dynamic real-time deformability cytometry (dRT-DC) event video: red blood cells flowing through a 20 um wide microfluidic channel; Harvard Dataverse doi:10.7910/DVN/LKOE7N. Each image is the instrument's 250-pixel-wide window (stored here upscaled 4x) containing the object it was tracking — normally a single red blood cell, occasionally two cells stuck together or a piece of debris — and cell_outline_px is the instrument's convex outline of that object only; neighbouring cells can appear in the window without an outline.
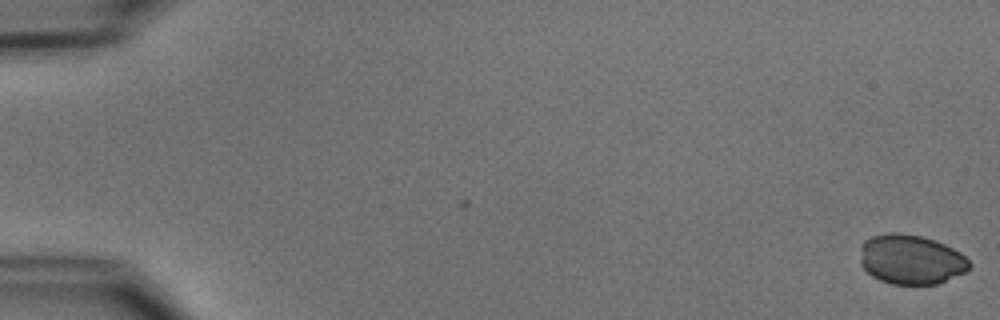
{"species": "common noctule bat (a hibernating species)", "species_latin": "Nyctalus noctula", "temperature_condition": "cold", "stored_images_in_passage": 55, "camera_frame_rate_fps": 3000, "um_per_image_px": 0.085, "animal": {"sex": "male", "body_mass_g": 15.6}, "frame": {"image": 1, "passage_image": 1, "time_ms": 0.0, "image_size_px": [1000, 320], "cell_outline_px": [[972, 264], [964, 272], [936, 284], [892, 284], [880, 280], [872, 276], [860, 264], [860, 244], [864, 240], [872, 236], [888, 232], [896, 232], [920, 236], [944, 244], [960, 252]], "centroid_in_image_um": [77.38, 22.04], "position_along_channel_um": 7.6, "area_um2": 31.5}}
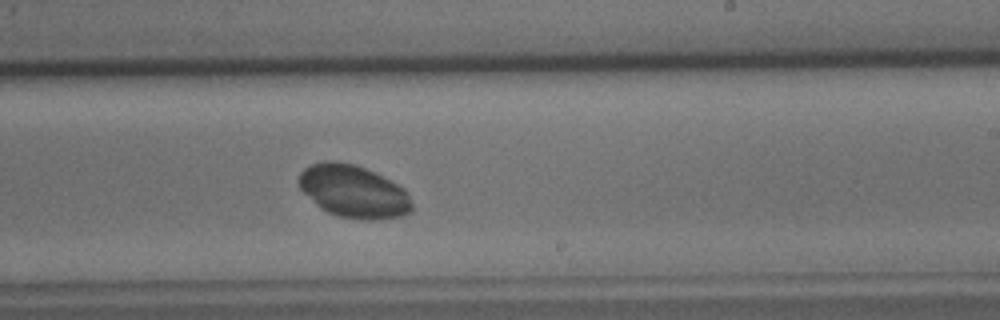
{"frame": {"image": 2, "passage_image": 34, "time_ms": 11.0, "image_size_px": [1000, 320], "cell_outline_px": [[412, 212], [400, 216], [376, 220], [364, 220], [340, 216], [328, 212], [320, 208], [300, 188], [296, 180], [300, 172], [304, 168], [312, 164], [324, 160], [336, 160], [356, 164], [404, 188], [408, 192], [412, 204]], "centroid_in_image_um": [30.03, 16.26], "position_along_channel_um": 259.0, "area_um2": 34.68}}
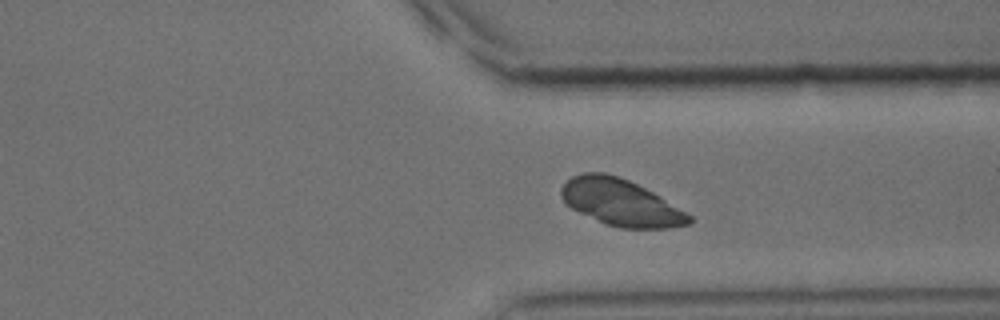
{"frame": {"image": 3, "passage_image": 42, "time_ms": 13.667, "image_size_px": [1000, 320], "cell_outline_px": [[692, 224], [668, 228], [620, 228], [608, 224], [580, 212], [564, 204], [560, 196], [560, 188], [572, 176], [584, 172], [604, 172], [620, 176], [660, 196], [692, 216]], "centroid_in_image_um": [52.75, 17.2], "position_along_channel_um": 358.6, "area_um2": 34.56}}